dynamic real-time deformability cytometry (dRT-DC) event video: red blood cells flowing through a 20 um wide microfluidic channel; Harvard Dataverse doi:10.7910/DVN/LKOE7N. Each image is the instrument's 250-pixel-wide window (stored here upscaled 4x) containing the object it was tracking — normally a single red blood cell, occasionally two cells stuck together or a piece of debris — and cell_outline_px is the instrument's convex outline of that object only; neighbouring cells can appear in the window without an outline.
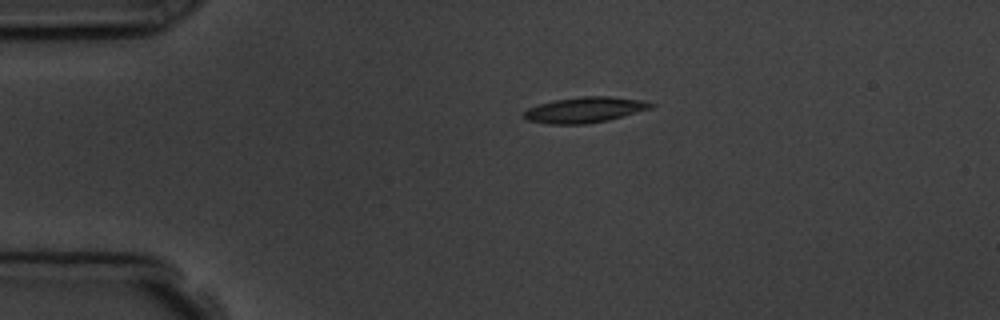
{"species": "common noctule bat (a hibernating species)", "species_latin": "Nyctalus noctula", "temperature_condition": "room temperature", "stored_images_in_passage": 3, "camera_frame_rate_fps": 3000, "um_per_image_px": 0.085, "animal": {"sex": "male", "body_mass_g": 19.5, "forearm_length_mm": 54.6}, "frame": {"image": 1, "passage_image": 1, "time_ms": 0.0, "image_size_px": [1000, 320], "cell_outline_px": [[656, 104], [652, 108], [608, 120], [588, 124], [548, 124], [524, 120], [524, 112], [528, 108], [540, 104], [556, 100], [584, 96], [608, 96], [644, 100]], "centroid_in_image_um": [49.72, 9.34], "position_along_channel_um": 35.3, "area_um2": 18.96}}
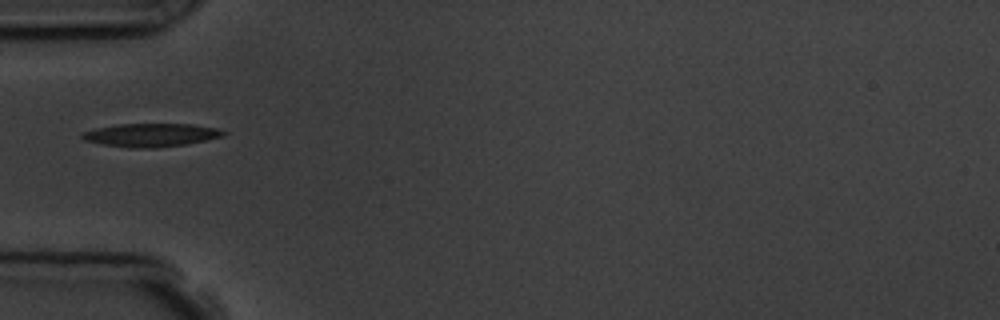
{"frame": {"image": 2, "passage_image": 3, "time_ms": 2.0, "image_size_px": [1000, 320], "cell_outline_px": [[228, 132], [224, 136], [184, 144], [156, 148], [132, 148], [104, 144], [84, 140], [80, 136], [84, 132], [96, 128], [120, 124], [192, 124], [216, 128]], "centroid_in_image_um": [12.85, 11.47], "position_along_channel_um": 72.1, "area_um2": 18.96}}